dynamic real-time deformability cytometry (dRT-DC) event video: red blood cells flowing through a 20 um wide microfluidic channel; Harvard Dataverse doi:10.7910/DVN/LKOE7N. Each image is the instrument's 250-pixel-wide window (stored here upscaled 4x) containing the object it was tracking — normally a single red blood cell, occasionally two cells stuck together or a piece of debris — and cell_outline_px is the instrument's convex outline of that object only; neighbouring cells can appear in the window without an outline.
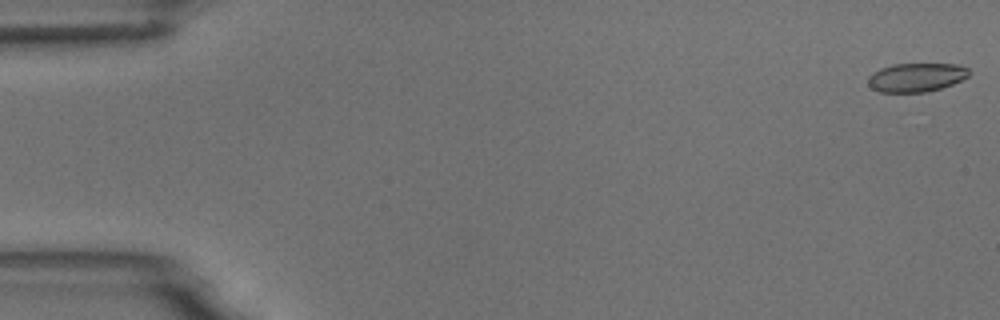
{"species": "common noctule bat (a hibernating species)", "species_latin": "Nyctalus noctula", "temperature_condition": "room temperature", "stored_images_in_passage": 8, "camera_frame_rate_fps": 3000, "um_per_image_px": 0.085, "animal": {"sex": "male", "body_mass_g": 18.8}, "frame": {"image": 1, "passage_image": 1, "time_ms": 0.0, "image_size_px": [1000, 320], "cell_outline_px": [[968, 76], [952, 84], [940, 88], [924, 92], [880, 92], [872, 88], [868, 84], [868, 76], [872, 72], [880, 68], [892, 64], [956, 64], [968, 68]], "centroid_in_image_um": [77.84, 6.57], "position_along_channel_um": 7.2, "area_um2": 16.82}}
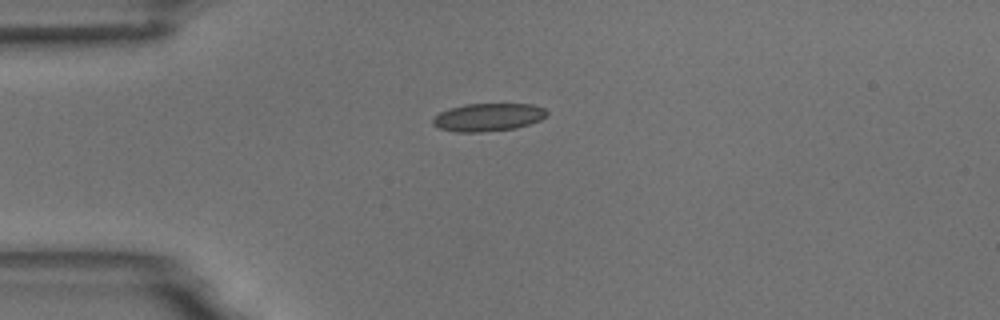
{"frame": {"image": 2, "passage_image": 4, "time_ms": 4.333, "image_size_px": [1000, 320], "cell_outline_px": [[548, 112], [540, 120], [516, 128], [480, 132], [456, 132], [440, 128], [432, 124], [432, 120], [440, 112], [448, 108], [464, 104], [532, 104], [544, 108]], "centroid_in_image_um": [41.47, 9.96], "position_along_channel_um": 43.5, "area_um2": 18.44}}